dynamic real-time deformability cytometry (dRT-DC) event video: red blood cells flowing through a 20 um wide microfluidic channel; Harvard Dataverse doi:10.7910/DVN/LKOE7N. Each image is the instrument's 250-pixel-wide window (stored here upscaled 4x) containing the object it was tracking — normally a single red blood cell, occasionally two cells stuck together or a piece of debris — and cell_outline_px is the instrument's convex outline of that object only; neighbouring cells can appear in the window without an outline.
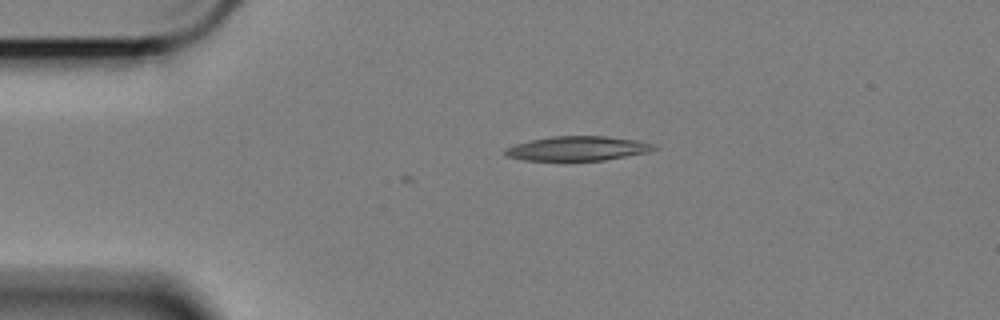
{"species": "Egyptian fruit bat (a non-hibernating species)", "species_latin": "Rousettus aegyptiacus", "temperature_condition": "cold", "stored_images_in_passage": 3, "camera_frame_rate_fps": 3000, "um_per_image_px": 0.085, "animal": {"sex": "female"}, "frame": {"image": 1, "passage_image": 3, "time_ms": 0.667, "image_size_px": [1000, 320], "cell_outline_px": [[660, 148], [648, 152], [604, 160], [524, 160], [504, 156], [504, 148], [516, 144], [532, 140], [552, 136], [604, 136], [636, 140], [656, 144]], "centroid_in_image_um": [49.11, 12.62], "position_along_channel_um": 35.9, "area_um2": 21.15}}